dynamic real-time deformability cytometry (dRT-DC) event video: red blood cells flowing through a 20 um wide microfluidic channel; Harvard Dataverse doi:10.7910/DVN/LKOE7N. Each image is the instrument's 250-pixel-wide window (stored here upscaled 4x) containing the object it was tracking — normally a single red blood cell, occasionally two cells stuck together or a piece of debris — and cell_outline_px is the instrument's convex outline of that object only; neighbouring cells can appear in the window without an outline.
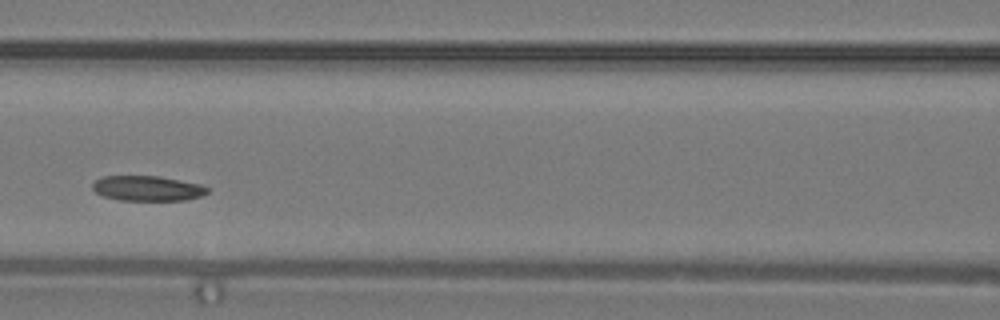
{"species": "common noctule bat (a hibernating species)", "species_latin": "Nyctalus noctula", "temperature_condition": "warm", "stored_images_in_passage": 28, "camera_frame_rate_fps": 3000, "um_per_image_px": 0.085, "animal": {"sex": "male", "body_mass_g": 19.2, "forearm_length_mm": 51.8}, "frame": {"image": 1, "passage_image": 9, "time_ms": 2.667, "image_size_px": [1000, 320], "cell_outline_px": [[212, 188], [208, 192], [200, 196], [184, 200], [120, 200], [104, 196], [96, 192], [92, 188], [92, 184], [96, 180], [104, 176], [160, 176], [200, 184]], "centroid_in_image_um": [12.56, 16.0], "position_along_channel_um": 154.0, "area_um2": 16.76}}
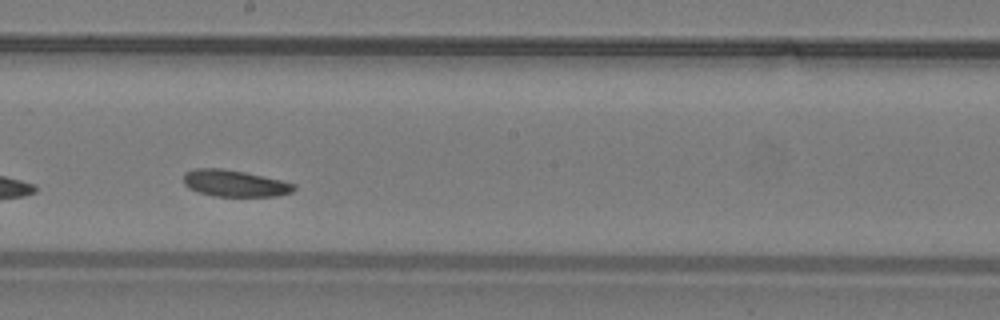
{"frame": {"image": 2, "passage_image": 13, "time_ms": 4.0, "image_size_px": [1000, 320], "cell_outline_px": [[296, 188], [292, 192], [276, 196], [212, 196], [188, 188], [184, 184], [184, 172], [192, 168], [220, 168], [244, 172], [280, 180], [296, 184]], "centroid_in_image_um": [19.92, 15.58], "position_along_channel_um": 228.3, "area_um2": 17.11}}